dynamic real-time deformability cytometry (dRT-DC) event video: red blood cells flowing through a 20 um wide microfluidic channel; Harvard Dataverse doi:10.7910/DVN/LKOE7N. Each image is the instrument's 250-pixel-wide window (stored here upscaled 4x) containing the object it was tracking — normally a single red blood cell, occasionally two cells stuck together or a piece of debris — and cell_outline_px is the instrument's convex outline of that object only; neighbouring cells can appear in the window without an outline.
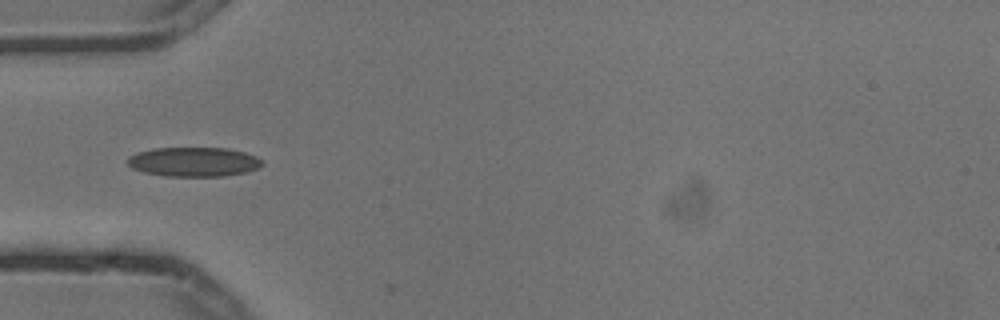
{"species": "common noctule bat (a hibernating species)", "species_latin": "Nyctalus noctula", "temperature_condition": "cold", "stored_images_in_passage": 6, "camera_frame_rate_fps": 3000, "um_per_image_px": 0.085, "animal": {"sex": "male", "body_mass_g": 13.3}, "frame": {"image": 1, "passage_image": 4, "time_ms": 1.0, "image_size_px": [1000, 320], "cell_outline_px": [[264, 164], [256, 168], [244, 172], [224, 176], [164, 176], [144, 172], [132, 168], [128, 164], [128, 156], [136, 152], [156, 148], [228, 148], [244, 152], [256, 156]], "centroid_in_image_um": [16.44, 13.75], "position_along_channel_um": 68.6, "area_um2": 22.95}}
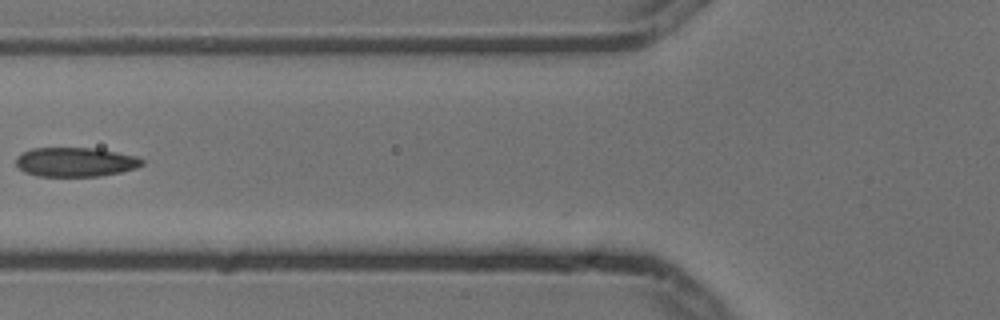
{"frame": {"image": 2, "passage_image": 5, "time_ms": 1.333, "image_size_px": [1000, 320], "cell_outline_px": [[144, 164], [136, 168], [120, 172], [100, 176], [36, 176], [24, 172], [16, 164], [16, 156], [32, 148], [96, 148], [140, 156], [144, 160]], "centroid_in_image_um": [6.45, 13.77], "position_along_channel_um": 119.4, "area_um2": 21.68}}
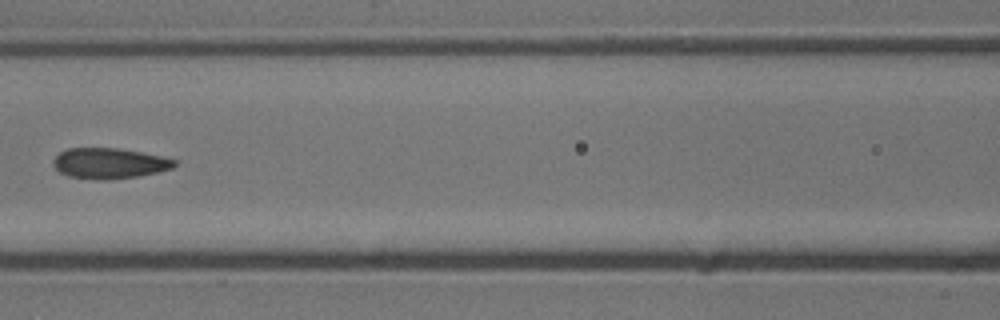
{"frame": {"image": 3, "passage_image": 6, "time_ms": 1.667, "image_size_px": [1000, 320], "cell_outline_px": [[176, 164], [172, 168], [140, 176], [104, 180], [100, 180], [68, 176], [60, 172], [52, 164], [52, 160], [60, 152], [68, 148], [116, 148], [140, 152], [160, 156], [176, 160]], "centroid_in_image_um": [9.26, 13.88], "position_along_channel_um": 157.3, "area_um2": 21.44}}